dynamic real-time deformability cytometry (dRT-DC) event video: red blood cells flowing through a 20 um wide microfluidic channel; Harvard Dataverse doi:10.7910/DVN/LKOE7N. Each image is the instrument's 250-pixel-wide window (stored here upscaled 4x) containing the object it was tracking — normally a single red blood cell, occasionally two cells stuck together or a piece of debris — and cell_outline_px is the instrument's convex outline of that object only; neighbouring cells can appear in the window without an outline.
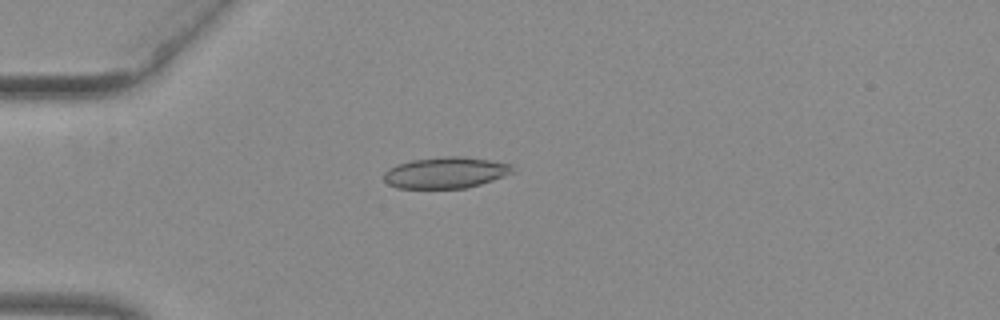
{"species": "common noctule bat (a hibernating species)", "species_latin": "Nyctalus noctula", "temperature_condition": "warm", "stored_images_in_passage": 46, "camera_frame_rate_fps": 3000, "um_per_image_px": 0.085, "animal": {"sex": "female", "body_mass_g": 29.2, "forearm_length_mm": 56.3}, "frame": {"image": 1, "passage_image": 8, "time_ms": 2.333, "image_size_px": [1000, 320], "cell_outline_px": [[512, 172], [504, 176], [480, 184], [464, 188], [396, 188], [388, 184], [384, 180], [384, 172], [388, 168], [412, 160], [444, 156], [464, 156], [512, 164]], "centroid_in_image_um": [37.85, 14.67], "position_along_channel_um": 47.1, "area_um2": 23.24}}
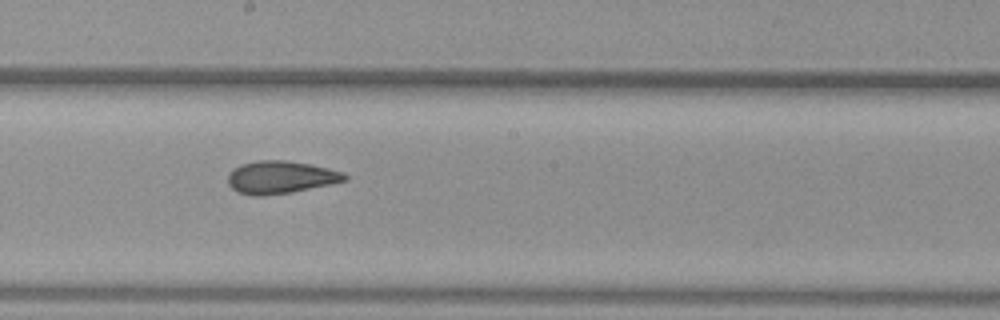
{"frame": {"image": 2, "passage_image": 23, "time_ms": 7.333, "image_size_px": [1000, 320], "cell_outline_px": [[348, 180], [292, 192], [260, 196], [252, 196], [236, 192], [228, 184], [228, 172], [240, 164], [256, 160], [284, 160], [308, 164], [328, 168], [344, 172], [348, 176]], "centroid_in_image_um": [23.81, 15.07], "position_along_channel_um": 224.4, "area_um2": 22.31}}
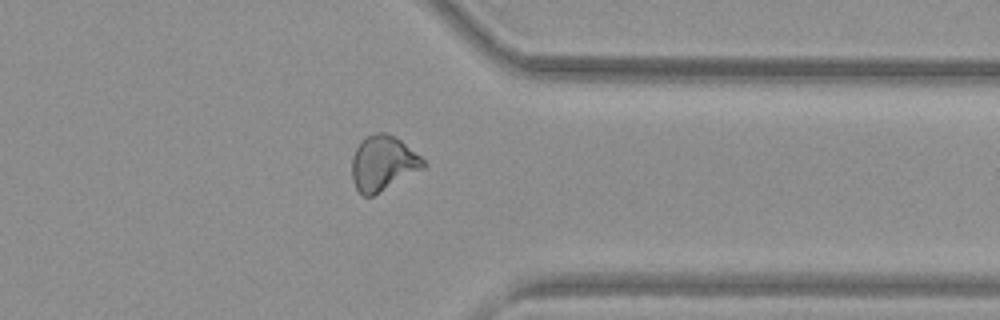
{"frame": {"image": 3, "passage_image": 35, "time_ms": 11.333, "image_size_px": [1000, 320], "cell_outline_px": [[428, 164], [424, 168], [372, 196], [364, 196], [356, 188], [352, 180], [352, 156], [356, 148], [368, 136], [376, 132], [384, 132], [396, 136], [420, 156]], "centroid_in_image_um": [32.56, 13.87], "position_along_channel_um": 378.8, "area_um2": 22.66}, "authors_computed_cell_mechanics": {"area_um2": 22.3108, "velocity_mm_per_s": 3.9793, "shape_relaxation_time_tau1_ms": null, "shape_relaxation_time_tau2_ms": 1.6083, "deformation_change_tau1": null, "deformation_change_tau2": 0.0715}}